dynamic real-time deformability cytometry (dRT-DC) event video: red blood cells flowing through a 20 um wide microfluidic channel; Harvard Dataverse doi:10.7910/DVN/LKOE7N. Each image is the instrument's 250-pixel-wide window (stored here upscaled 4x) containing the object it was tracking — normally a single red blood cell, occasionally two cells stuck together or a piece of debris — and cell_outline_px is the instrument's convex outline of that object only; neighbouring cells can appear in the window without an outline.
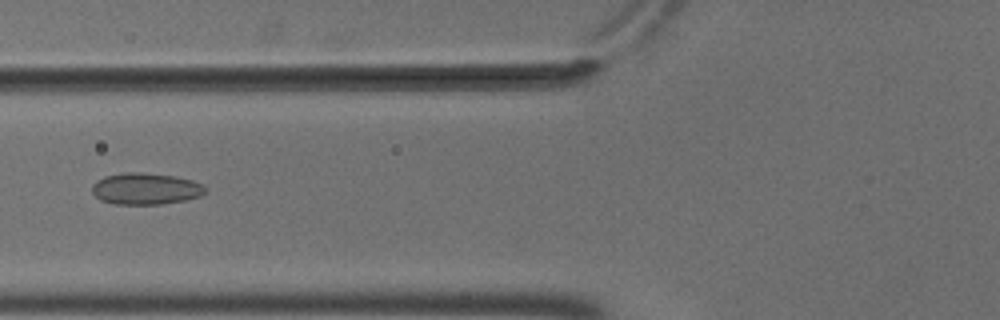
{"species": "common noctule bat (a hibernating species)", "species_latin": "Nyctalus noctula", "temperature_condition": "cold", "stored_images_in_passage": 4, "camera_frame_rate_fps": 3000, "um_per_image_px": 0.085, "animal": {"sex": "male", "body_mass_g": 18.8}, "frame": {"image": 1, "passage_image": 4, "time_ms": 1.0, "image_size_px": [1000, 320], "cell_outline_px": [[208, 192], [200, 196], [184, 200], [160, 204], [112, 204], [100, 200], [92, 192], [92, 184], [96, 180], [104, 176], [124, 172], [140, 172], [172, 176], [192, 180], [208, 188]], "centroid_in_image_um": [12.36, 16.04], "position_along_channel_um": 113.4, "area_um2": 20.92}}